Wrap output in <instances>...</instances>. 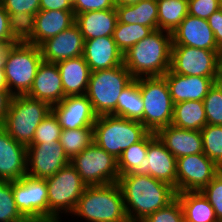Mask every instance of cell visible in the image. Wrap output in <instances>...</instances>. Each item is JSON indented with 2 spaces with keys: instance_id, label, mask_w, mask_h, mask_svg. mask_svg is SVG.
<instances>
[{
  "instance_id": "obj_1",
  "label": "cell",
  "mask_w": 222,
  "mask_h": 222,
  "mask_svg": "<svg viewBox=\"0 0 222 222\" xmlns=\"http://www.w3.org/2000/svg\"><path fill=\"white\" fill-rule=\"evenodd\" d=\"M118 184L128 221L132 222L143 221L176 198L173 186L150 175L124 174L119 176Z\"/></svg>"
},
{
  "instance_id": "obj_2",
  "label": "cell",
  "mask_w": 222,
  "mask_h": 222,
  "mask_svg": "<svg viewBox=\"0 0 222 222\" xmlns=\"http://www.w3.org/2000/svg\"><path fill=\"white\" fill-rule=\"evenodd\" d=\"M171 32L154 30L123 54V64L134 79L163 76L171 65Z\"/></svg>"
},
{
  "instance_id": "obj_3",
  "label": "cell",
  "mask_w": 222,
  "mask_h": 222,
  "mask_svg": "<svg viewBox=\"0 0 222 222\" xmlns=\"http://www.w3.org/2000/svg\"><path fill=\"white\" fill-rule=\"evenodd\" d=\"M73 215V216H72ZM86 222H127L123 193L118 182L86 186L72 217Z\"/></svg>"
},
{
  "instance_id": "obj_4",
  "label": "cell",
  "mask_w": 222,
  "mask_h": 222,
  "mask_svg": "<svg viewBox=\"0 0 222 222\" xmlns=\"http://www.w3.org/2000/svg\"><path fill=\"white\" fill-rule=\"evenodd\" d=\"M149 132L140 121L116 115L97 116L93 125L94 143L116 159Z\"/></svg>"
},
{
  "instance_id": "obj_5",
  "label": "cell",
  "mask_w": 222,
  "mask_h": 222,
  "mask_svg": "<svg viewBox=\"0 0 222 222\" xmlns=\"http://www.w3.org/2000/svg\"><path fill=\"white\" fill-rule=\"evenodd\" d=\"M134 80L124 64L91 72L86 96L97 116L116 115L121 92Z\"/></svg>"
},
{
  "instance_id": "obj_6",
  "label": "cell",
  "mask_w": 222,
  "mask_h": 222,
  "mask_svg": "<svg viewBox=\"0 0 222 222\" xmlns=\"http://www.w3.org/2000/svg\"><path fill=\"white\" fill-rule=\"evenodd\" d=\"M43 58L38 46L28 42L9 45L4 59L5 78L9 92L13 95H26Z\"/></svg>"
},
{
  "instance_id": "obj_7",
  "label": "cell",
  "mask_w": 222,
  "mask_h": 222,
  "mask_svg": "<svg viewBox=\"0 0 222 222\" xmlns=\"http://www.w3.org/2000/svg\"><path fill=\"white\" fill-rule=\"evenodd\" d=\"M51 112V106L27 95L13 96L2 127L17 142L29 146L35 130Z\"/></svg>"
},
{
  "instance_id": "obj_8",
  "label": "cell",
  "mask_w": 222,
  "mask_h": 222,
  "mask_svg": "<svg viewBox=\"0 0 222 222\" xmlns=\"http://www.w3.org/2000/svg\"><path fill=\"white\" fill-rule=\"evenodd\" d=\"M45 181L48 194V222H62V213L69 216L74 212L87 185L70 163L53 176L45 178Z\"/></svg>"
},
{
  "instance_id": "obj_9",
  "label": "cell",
  "mask_w": 222,
  "mask_h": 222,
  "mask_svg": "<svg viewBox=\"0 0 222 222\" xmlns=\"http://www.w3.org/2000/svg\"><path fill=\"white\" fill-rule=\"evenodd\" d=\"M140 93L144 102L143 125L154 133L171 125L174 103L165 77H140Z\"/></svg>"
},
{
  "instance_id": "obj_10",
  "label": "cell",
  "mask_w": 222,
  "mask_h": 222,
  "mask_svg": "<svg viewBox=\"0 0 222 222\" xmlns=\"http://www.w3.org/2000/svg\"><path fill=\"white\" fill-rule=\"evenodd\" d=\"M70 164L87 186L106 185L118 182V159L94 142L70 159Z\"/></svg>"
},
{
  "instance_id": "obj_11",
  "label": "cell",
  "mask_w": 222,
  "mask_h": 222,
  "mask_svg": "<svg viewBox=\"0 0 222 222\" xmlns=\"http://www.w3.org/2000/svg\"><path fill=\"white\" fill-rule=\"evenodd\" d=\"M15 204L28 222H48V194L45 179L25 175L12 181Z\"/></svg>"
},
{
  "instance_id": "obj_12",
  "label": "cell",
  "mask_w": 222,
  "mask_h": 222,
  "mask_svg": "<svg viewBox=\"0 0 222 222\" xmlns=\"http://www.w3.org/2000/svg\"><path fill=\"white\" fill-rule=\"evenodd\" d=\"M220 52L190 46H172L170 70L180 75L216 79Z\"/></svg>"
},
{
  "instance_id": "obj_13",
  "label": "cell",
  "mask_w": 222,
  "mask_h": 222,
  "mask_svg": "<svg viewBox=\"0 0 222 222\" xmlns=\"http://www.w3.org/2000/svg\"><path fill=\"white\" fill-rule=\"evenodd\" d=\"M219 172L204 153L177 158V193L201 191Z\"/></svg>"
},
{
  "instance_id": "obj_14",
  "label": "cell",
  "mask_w": 222,
  "mask_h": 222,
  "mask_svg": "<svg viewBox=\"0 0 222 222\" xmlns=\"http://www.w3.org/2000/svg\"><path fill=\"white\" fill-rule=\"evenodd\" d=\"M70 159L59 141L27 146V175L45 179L68 165Z\"/></svg>"
},
{
  "instance_id": "obj_15",
  "label": "cell",
  "mask_w": 222,
  "mask_h": 222,
  "mask_svg": "<svg viewBox=\"0 0 222 222\" xmlns=\"http://www.w3.org/2000/svg\"><path fill=\"white\" fill-rule=\"evenodd\" d=\"M62 130L93 127L96 122L92 104L86 95L66 96L51 107Z\"/></svg>"
},
{
  "instance_id": "obj_16",
  "label": "cell",
  "mask_w": 222,
  "mask_h": 222,
  "mask_svg": "<svg viewBox=\"0 0 222 222\" xmlns=\"http://www.w3.org/2000/svg\"><path fill=\"white\" fill-rule=\"evenodd\" d=\"M145 175L166 182L177 193V159L166 149L154 132L148 133Z\"/></svg>"
},
{
  "instance_id": "obj_17",
  "label": "cell",
  "mask_w": 222,
  "mask_h": 222,
  "mask_svg": "<svg viewBox=\"0 0 222 222\" xmlns=\"http://www.w3.org/2000/svg\"><path fill=\"white\" fill-rule=\"evenodd\" d=\"M84 37L74 23L58 35L44 41L40 46L43 61L57 63L83 55Z\"/></svg>"
},
{
  "instance_id": "obj_18",
  "label": "cell",
  "mask_w": 222,
  "mask_h": 222,
  "mask_svg": "<svg viewBox=\"0 0 222 222\" xmlns=\"http://www.w3.org/2000/svg\"><path fill=\"white\" fill-rule=\"evenodd\" d=\"M172 46H190L198 49L222 51L214 38L208 21L187 15L171 33Z\"/></svg>"
},
{
  "instance_id": "obj_19",
  "label": "cell",
  "mask_w": 222,
  "mask_h": 222,
  "mask_svg": "<svg viewBox=\"0 0 222 222\" xmlns=\"http://www.w3.org/2000/svg\"><path fill=\"white\" fill-rule=\"evenodd\" d=\"M27 175V147L0 126V181H16Z\"/></svg>"
},
{
  "instance_id": "obj_20",
  "label": "cell",
  "mask_w": 222,
  "mask_h": 222,
  "mask_svg": "<svg viewBox=\"0 0 222 222\" xmlns=\"http://www.w3.org/2000/svg\"><path fill=\"white\" fill-rule=\"evenodd\" d=\"M174 104L184 101H203L216 79L187 76L168 70L164 75Z\"/></svg>"
},
{
  "instance_id": "obj_21",
  "label": "cell",
  "mask_w": 222,
  "mask_h": 222,
  "mask_svg": "<svg viewBox=\"0 0 222 222\" xmlns=\"http://www.w3.org/2000/svg\"><path fill=\"white\" fill-rule=\"evenodd\" d=\"M26 95L44 101L51 107L65 98L61 74L56 63L42 61Z\"/></svg>"
},
{
  "instance_id": "obj_22",
  "label": "cell",
  "mask_w": 222,
  "mask_h": 222,
  "mask_svg": "<svg viewBox=\"0 0 222 222\" xmlns=\"http://www.w3.org/2000/svg\"><path fill=\"white\" fill-rule=\"evenodd\" d=\"M82 56L91 72L111 69L123 64V53L117 47L113 36L85 40Z\"/></svg>"
},
{
  "instance_id": "obj_23",
  "label": "cell",
  "mask_w": 222,
  "mask_h": 222,
  "mask_svg": "<svg viewBox=\"0 0 222 222\" xmlns=\"http://www.w3.org/2000/svg\"><path fill=\"white\" fill-rule=\"evenodd\" d=\"M155 134L176 159L203 153L201 131L182 129L171 124L160 128Z\"/></svg>"
},
{
  "instance_id": "obj_24",
  "label": "cell",
  "mask_w": 222,
  "mask_h": 222,
  "mask_svg": "<svg viewBox=\"0 0 222 222\" xmlns=\"http://www.w3.org/2000/svg\"><path fill=\"white\" fill-rule=\"evenodd\" d=\"M75 23L73 11L40 10L35 15V29L27 41L40 46L44 41L58 35Z\"/></svg>"
},
{
  "instance_id": "obj_25",
  "label": "cell",
  "mask_w": 222,
  "mask_h": 222,
  "mask_svg": "<svg viewBox=\"0 0 222 222\" xmlns=\"http://www.w3.org/2000/svg\"><path fill=\"white\" fill-rule=\"evenodd\" d=\"M56 64L61 74L65 97L85 95L91 70L83 56L62 60Z\"/></svg>"
},
{
  "instance_id": "obj_26",
  "label": "cell",
  "mask_w": 222,
  "mask_h": 222,
  "mask_svg": "<svg viewBox=\"0 0 222 222\" xmlns=\"http://www.w3.org/2000/svg\"><path fill=\"white\" fill-rule=\"evenodd\" d=\"M117 21L115 8L87 11L75 16V23L79 26L84 40L113 36Z\"/></svg>"
},
{
  "instance_id": "obj_27",
  "label": "cell",
  "mask_w": 222,
  "mask_h": 222,
  "mask_svg": "<svg viewBox=\"0 0 222 222\" xmlns=\"http://www.w3.org/2000/svg\"><path fill=\"white\" fill-rule=\"evenodd\" d=\"M117 19L120 23L141 24L158 29V5L156 0H141L137 4L116 6Z\"/></svg>"
},
{
  "instance_id": "obj_28",
  "label": "cell",
  "mask_w": 222,
  "mask_h": 222,
  "mask_svg": "<svg viewBox=\"0 0 222 222\" xmlns=\"http://www.w3.org/2000/svg\"><path fill=\"white\" fill-rule=\"evenodd\" d=\"M183 212L184 222H218L214 209L200 192L176 193Z\"/></svg>"
},
{
  "instance_id": "obj_29",
  "label": "cell",
  "mask_w": 222,
  "mask_h": 222,
  "mask_svg": "<svg viewBox=\"0 0 222 222\" xmlns=\"http://www.w3.org/2000/svg\"><path fill=\"white\" fill-rule=\"evenodd\" d=\"M172 125L201 131L207 125L203 101H184L174 104Z\"/></svg>"
},
{
  "instance_id": "obj_30",
  "label": "cell",
  "mask_w": 222,
  "mask_h": 222,
  "mask_svg": "<svg viewBox=\"0 0 222 222\" xmlns=\"http://www.w3.org/2000/svg\"><path fill=\"white\" fill-rule=\"evenodd\" d=\"M144 102L140 93V78L134 79L120 94L117 116L137 120L143 124Z\"/></svg>"
},
{
  "instance_id": "obj_31",
  "label": "cell",
  "mask_w": 222,
  "mask_h": 222,
  "mask_svg": "<svg viewBox=\"0 0 222 222\" xmlns=\"http://www.w3.org/2000/svg\"><path fill=\"white\" fill-rule=\"evenodd\" d=\"M148 151V134L139 142L132 144L118 158L119 175H145V162Z\"/></svg>"
},
{
  "instance_id": "obj_32",
  "label": "cell",
  "mask_w": 222,
  "mask_h": 222,
  "mask_svg": "<svg viewBox=\"0 0 222 222\" xmlns=\"http://www.w3.org/2000/svg\"><path fill=\"white\" fill-rule=\"evenodd\" d=\"M158 29L173 32L188 15V0H156Z\"/></svg>"
},
{
  "instance_id": "obj_33",
  "label": "cell",
  "mask_w": 222,
  "mask_h": 222,
  "mask_svg": "<svg viewBox=\"0 0 222 222\" xmlns=\"http://www.w3.org/2000/svg\"><path fill=\"white\" fill-rule=\"evenodd\" d=\"M93 142V127L62 130L59 139V143L69 159L81 153Z\"/></svg>"
},
{
  "instance_id": "obj_34",
  "label": "cell",
  "mask_w": 222,
  "mask_h": 222,
  "mask_svg": "<svg viewBox=\"0 0 222 222\" xmlns=\"http://www.w3.org/2000/svg\"><path fill=\"white\" fill-rule=\"evenodd\" d=\"M153 31L152 27H146L141 24H125L117 21L113 39L119 50L124 54Z\"/></svg>"
},
{
  "instance_id": "obj_35",
  "label": "cell",
  "mask_w": 222,
  "mask_h": 222,
  "mask_svg": "<svg viewBox=\"0 0 222 222\" xmlns=\"http://www.w3.org/2000/svg\"><path fill=\"white\" fill-rule=\"evenodd\" d=\"M203 153L222 166V126L207 124L201 129Z\"/></svg>"
},
{
  "instance_id": "obj_36",
  "label": "cell",
  "mask_w": 222,
  "mask_h": 222,
  "mask_svg": "<svg viewBox=\"0 0 222 222\" xmlns=\"http://www.w3.org/2000/svg\"><path fill=\"white\" fill-rule=\"evenodd\" d=\"M0 222H28L16 207L12 181H0Z\"/></svg>"
},
{
  "instance_id": "obj_37",
  "label": "cell",
  "mask_w": 222,
  "mask_h": 222,
  "mask_svg": "<svg viewBox=\"0 0 222 222\" xmlns=\"http://www.w3.org/2000/svg\"><path fill=\"white\" fill-rule=\"evenodd\" d=\"M35 29V14L17 12L9 14V31L17 42H27Z\"/></svg>"
},
{
  "instance_id": "obj_38",
  "label": "cell",
  "mask_w": 222,
  "mask_h": 222,
  "mask_svg": "<svg viewBox=\"0 0 222 222\" xmlns=\"http://www.w3.org/2000/svg\"><path fill=\"white\" fill-rule=\"evenodd\" d=\"M203 103L207 124L222 126V86L215 82Z\"/></svg>"
},
{
  "instance_id": "obj_39",
  "label": "cell",
  "mask_w": 222,
  "mask_h": 222,
  "mask_svg": "<svg viewBox=\"0 0 222 222\" xmlns=\"http://www.w3.org/2000/svg\"><path fill=\"white\" fill-rule=\"evenodd\" d=\"M61 131L62 128L56 116L51 111L36 128L31 144L59 141Z\"/></svg>"
},
{
  "instance_id": "obj_40",
  "label": "cell",
  "mask_w": 222,
  "mask_h": 222,
  "mask_svg": "<svg viewBox=\"0 0 222 222\" xmlns=\"http://www.w3.org/2000/svg\"><path fill=\"white\" fill-rule=\"evenodd\" d=\"M141 222H184V212L176 197L166 207L153 212Z\"/></svg>"
},
{
  "instance_id": "obj_41",
  "label": "cell",
  "mask_w": 222,
  "mask_h": 222,
  "mask_svg": "<svg viewBox=\"0 0 222 222\" xmlns=\"http://www.w3.org/2000/svg\"><path fill=\"white\" fill-rule=\"evenodd\" d=\"M200 192L213 207L218 222H222V172L220 171Z\"/></svg>"
},
{
  "instance_id": "obj_42",
  "label": "cell",
  "mask_w": 222,
  "mask_h": 222,
  "mask_svg": "<svg viewBox=\"0 0 222 222\" xmlns=\"http://www.w3.org/2000/svg\"><path fill=\"white\" fill-rule=\"evenodd\" d=\"M222 7V0H188V14L207 20Z\"/></svg>"
},
{
  "instance_id": "obj_43",
  "label": "cell",
  "mask_w": 222,
  "mask_h": 222,
  "mask_svg": "<svg viewBox=\"0 0 222 222\" xmlns=\"http://www.w3.org/2000/svg\"><path fill=\"white\" fill-rule=\"evenodd\" d=\"M8 14L27 12L37 14L40 11V0H0Z\"/></svg>"
},
{
  "instance_id": "obj_44",
  "label": "cell",
  "mask_w": 222,
  "mask_h": 222,
  "mask_svg": "<svg viewBox=\"0 0 222 222\" xmlns=\"http://www.w3.org/2000/svg\"><path fill=\"white\" fill-rule=\"evenodd\" d=\"M74 16L87 11H99L115 8L113 0H72Z\"/></svg>"
},
{
  "instance_id": "obj_45",
  "label": "cell",
  "mask_w": 222,
  "mask_h": 222,
  "mask_svg": "<svg viewBox=\"0 0 222 222\" xmlns=\"http://www.w3.org/2000/svg\"><path fill=\"white\" fill-rule=\"evenodd\" d=\"M0 41L4 45H12L17 41L12 37L9 31V14L6 12L0 1Z\"/></svg>"
},
{
  "instance_id": "obj_46",
  "label": "cell",
  "mask_w": 222,
  "mask_h": 222,
  "mask_svg": "<svg viewBox=\"0 0 222 222\" xmlns=\"http://www.w3.org/2000/svg\"><path fill=\"white\" fill-rule=\"evenodd\" d=\"M207 21L213 30L218 47L222 50V7L214 12Z\"/></svg>"
},
{
  "instance_id": "obj_47",
  "label": "cell",
  "mask_w": 222,
  "mask_h": 222,
  "mask_svg": "<svg viewBox=\"0 0 222 222\" xmlns=\"http://www.w3.org/2000/svg\"><path fill=\"white\" fill-rule=\"evenodd\" d=\"M40 10L73 11L72 0H40Z\"/></svg>"
},
{
  "instance_id": "obj_48",
  "label": "cell",
  "mask_w": 222,
  "mask_h": 222,
  "mask_svg": "<svg viewBox=\"0 0 222 222\" xmlns=\"http://www.w3.org/2000/svg\"><path fill=\"white\" fill-rule=\"evenodd\" d=\"M13 95L9 90H0V126H2Z\"/></svg>"
},
{
  "instance_id": "obj_49",
  "label": "cell",
  "mask_w": 222,
  "mask_h": 222,
  "mask_svg": "<svg viewBox=\"0 0 222 222\" xmlns=\"http://www.w3.org/2000/svg\"><path fill=\"white\" fill-rule=\"evenodd\" d=\"M216 83L222 86V51L218 54L217 58Z\"/></svg>"
},
{
  "instance_id": "obj_50",
  "label": "cell",
  "mask_w": 222,
  "mask_h": 222,
  "mask_svg": "<svg viewBox=\"0 0 222 222\" xmlns=\"http://www.w3.org/2000/svg\"><path fill=\"white\" fill-rule=\"evenodd\" d=\"M0 90H8L4 68L0 69Z\"/></svg>"
},
{
  "instance_id": "obj_51",
  "label": "cell",
  "mask_w": 222,
  "mask_h": 222,
  "mask_svg": "<svg viewBox=\"0 0 222 222\" xmlns=\"http://www.w3.org/2000/svg\"><path fill=\"white\" fill-rule=\"evenodd\" d=\"M115 3V6H126V5H133L137 4L141 0H113Z\"/></svg>"
},
{
  "instance_id": "obj_52",
  "label": "cell",
  "mask_w": 222,
  "mask_h": 222,
  "mask_svg": "<svg viewBox=\"0 0 222 222\" xmlns=\"http://www.w3.org/2000/svg\"><path fill=\"white\" fill-rule=\"evenodd\" d=\"M8 48H0V69L4 68V59Z\"/></svg>"
},
{
  "instance_id": "obj_53",
  "label": "cell",
  "mask_w": 222,
  "mask_h": 222,
  "mask_svg": "<svg viewBox=\"0 0 222 222\" xmlns=\"http://www.w3.org/2000/svg\"><path fill=\"white\" fill-rule=\"evenodd\" d=\"M9 45H4L1 41H0V48H8Z\"/></svg>"
}]
</instances>
